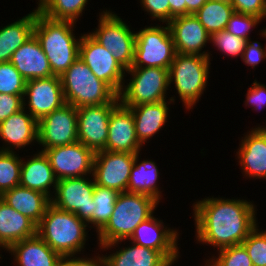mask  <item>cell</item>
<instances>
[{
	"mask_svg": "<svg viewBox=\"0 0 266 266\" xmlns=\"http://www.w3.org/2000/svg\"><path fill=\"white\" fill-rule=\"evenodd\" d=\"M195 203L196 239L217 250L241 244L257 226L251 201L207 197Z\"/></svg>",
	"mask_w": 266,
	"mask_h": 266,
	"instance_id": "1",
	"label": "cell"
},
{
	"mask_svg": "<svg viewBox=\"0 0 266 266\" xmlns=\"http://www.w3.org/2000/svg\"><path fill=\"white\" fill-rule=\"evenodd\" d=\"M158 203L145 194L127 191L119 193L109 221L97 234L100 249L108 250L128 240L135 228L153 215Z\"/></svg>",
	"mask_w": 266,
	"mask_h": 266,
	"instance_id": "2",
	"label": "cell"
},
{
	"mask_svg": "<svg viewBox=\"0 0 266 266\" xmlns=\"http://www.w3.org/2000/svg\"><path fill=\"white\" fill-rule=\"evenodd\" d=\"M74 24L72 21L50 19L36 9L34 35L56 76H61L79 57L81 36L75 38Z\"/></svg>",
	"mask_w": 266,
	"mask_h": 266,
	"instance_id": "3",
	"label": "cell"
},
{
	"mask_svg": "<svg viewBox=\"0 0 266 266\" xmlns=\"http://www.w3.org/2000/svg\"><path fill=\"white\" fill-rule=\"evenodd\" d=\"M87 226L74 213L50 204L37 225V235L62 257L75 256L84 249Z\"/></svg>",
	"mask_w": 266,
	"mask_h": 266,
	"instance_id": "4",
	"label": "cell"
},
{
	"mask_svg": "<svg viewBox=\"0 0 266 266\" xmlns=\"http://www.w3.org/2000/svg\"><path fill=\"white\" fill-rule=\"evenodd\" d=\"M60 79L66 103L75 108L119 103L118 94L98 79L80 57Z\"/></svg>",
	"mask_w": 266,
	"mask_h": 266,
	"instance_id": "5",
	"label": "cell"
},
{
	"mask_svg": "<svg viewBox=\"0 0 266 266\" xmlns=\"http://www.w3.org/2000/svg\"><path fill=\"white\" fill-rule=\"evenodd\" d=\"M209 57L176 53L169 68V85L174 86L186 109L199 101L206 88L210 67Z\"/></svg>",
	"mask_w": 266,
	"mask_h": 266,
	"instance_id": "6",
	"label": "cell"
},
{
	"mask_svg": "<svg viewBox=\"0 0 266 266\" xmlns=\"http://www.w3.org/2000/svg\"><path fill=\"white\" fill-rule=\"evenodd\" d=\"M129 84L123 85L118 94L119 102L126 107L157 103L166 100L169 85V69L158 67H131Z\"/></svg>",
	"mask_w": 266,
	"mask_h": 266,
	"instance_id": "7",
	"label": "cell"
},
{
	"mask_svg": "<svg viewBox=\"0 0 266 266\" xmlns=\"http://www.w3.org/2000/svg\"><path fill=\"white\" fill-rule=\"evenodd\" d=\"M176 49L168 24L148 26L136 33L134 60L131 67L169 69Z\"/></svg>",
	"mask_w": 266,
	"mask_h": 266,
	"instance_id": "8",
	"label": "cell"
},
{
	"mask_svg": "<svg viewBox=\"0 0 266 266\" xmlns=\"http://www.w3.org/2000/svg\"><path fill=\"white\" fill-rule=\"evenodd\" d=\"M98 28L89 33L99 44L110 51L116 61L126 70L134 60L136 33L114 12L103 11Z\"/></svg>",
	"mask_w": 266,
	"mask_h": 266,
	"instance_id": "9",
	"label": "cell"
},
{
	"mask_svg": "<svg viewBox=\"0 0 266 266\" xmlns=\"http://www.w3.org/2000/svg\"><path fill=\"white\" fill-rule=\"evenodd\" d=\"M95 182L87 176L58 180L51 204L74 213L82 221L92 224V202Z\"/></svg>",
	"mask_w": 266,
	"mask_h": 266,
	"instance_id": "10",
	"label": "cell"
},
{
	"mask_svg": "<svg viewBox=\"0 0 266 266\" xmlns=\"http://www.w3.org/2000/svg\"><path fill=\"white\" fill-rule=\"evenodd\" d=\"M79 57L93 74L107 83L117 94L122 89L126 69L112 53L99 44L90 34H83L79 44Z\"/></svg>",
	"mask_w": 266,
	"mask_h": 266,
	"instance_id": "11",
	"label": "cell"
},
{
	"mask_svg": "<svg viewBox=\"0 0 266 266\" xmlns=\"http://www.w3.org/2000/svg\"><path fill=\"white\" fill-rule=\"evenodd\" d=\"M78 141L77 109L66 103L38 120V144L45 149Z\"/></svg>",
	"mask_w": 266,
	"mask_h": 266,
	"instance_id": "12",
	"label": "cell"
},
{
	"mask_svg": "<svg viewBox=\"0 0 266 266\" xmlns=\"http://www.w3.org/2000/svg\"><path fill=\"white\" fill-rule=\"evenodd\" d=\"M58 180L86 177L93 172L95 152L81 142L45 149Z\"/></svg>",
	"mask_w": 266,
	"mask_h": 266,
	"instance_id": "13",
	"label": "cell"
},
{
	"mask_svg": "<svg viewBox=\"0 0 266 266\" xmlns=\"http://www.w3.org/2000/svg\"><path fill=\"white\" fill-rule=\"evenodd\" d=\"M136 154L129 152H95L92 175L95 184L118 191H127Z\"/></svg>",
	"mask_w": 266,
	"mask_h": 266,
	"instance_id": "14",
	"label": "cell"
},
{
	"mask_svg": "<svg viewBox=\"0 0 266 266\" xmlns=\"http://www.w3.org/2000/svg\"><path fill=\"white\" fill-rule=\"evenodd\" d=\"M118 103L84 106L77 109L78 142L94 152L106 150L111 112Z\"/></svg>",
	"mask_w": 266,
	"mask_h": 266,
	"instance_id": "15",
	"label": "cell"
},
{
	"mask_svg": "<svg viewBox=\"0 0 266 266\" xmlns=\"http://www.w3.org/2000/svg\"><path fill=\"white\" fill-rule=\"evenodd\" d=\"M25 96L29 109L26 111L37 121L66 104L60 76L56 75L27 80L24 101Z\"/></svg>",
	"mask_w": 266,
	"mask_h": 266,
	"instance_id": "16",
	"label": "cell"
},
{
	"mask_svg": "<svg viewBox=\"0 0 266 266\" xmlns=\"http://www.w3.org/2000/svg\"><path fill=\"white\" fill-rule=\"evenodd\" d=\"M153 216L141 222L135 228L129 241H132L136 245L159 251L171 264H174V261L179 256L177 246L179 235L177 230L169 229L168 227L165 228L163 221Z\"/></svg>",
	"mask_w": 266,
	"mask_h": 266,
	"instance_id": "17",
	"label": "cell"
},
{
	"mask_svg": "<svg viewBox=\"0 0 266 266\" xmlns=\"http://www.w3.org/2000/svg\"><path fill=\"white\" fill-rule=\"evenodd\" d=\"M168 26L177 53L203 55L210 59V52H202V48L210 41V34L195 15L175 17L168 23Z\"/></svg>",
	"mask_w": 266,
	"mask_h": 266,
	"instance_id": "18",
	"label": "cell"
},
{
	"mask_svg": "<svg viewBox=\"0 0 266 266\" xmlns=\"http://www.w3.org/2000/svg\"><path fill=\"white\" fill-rule=\"evenodd\" d=\"M141 147L136 135L133 113L130 108L119 102L110 115L106 150L137 154Z\"/></svg>",
	"mask_w": 266,
	"mask_h": 266,
	"instance_id": "19",
	"label": "cell"
},
{
	"mask_svg": "<svg viewBox=\"0 0 266 266\" xmlns=\"http://www.w3.org/2000/svg\"><path fill=\"white\" fill-rule=\"evenodd\" d=\"M26 104L24 101L23 109L0 123V138L8 145L0 151L12 152V147L20 149L38 141V121L25 110Z\"/></svg>",
	"mask_w": 266,
	"mask_h": 266,
	"instance_id": "20",
	"label": "cell"
},
{
	"mask_svg": "<svg viewBox=\"0 0 266 266\" xmlns=\"http://www.w3.org/2000/svg\"><path fill=\"white\" fill-rule=\"evenodd\" d=\"M10 62L26 81L48 78L54 75L35 35L13 53Z\"/></svg>",
	"mask_w": 266,
	"mask_h": 266,
	"instance_id": "21",
	"label": "cell"
},
{
	"mask_svg": "<svg viewBox=\"0 0 266 266\" xmlns=\"http://www.w3.org/2000/svg\"><path fill=\"white\" fill-rule=\"evenodd\" d=\"M7 251L14 255L17 266H61L63 260L37 234L12 244Z\"/></svg>",
	"mask_w": 266,
	"mask_h": 266,
	"instance_id": "22",
	"label": "cell"
},
{
	"mask_svg": "<svg viewBox=\"0 0 266 266\" xmlns=\"http://www.w3.org/2000/svg\"><path fill=\"white\" fill-rule=\"evenodd\" d=\"M241 140L237 158L246 176L266 179V136L252 128Z\"/></svg>",
	"mask_w": 266,
	"mask_h": 266,
	"instance_id": "23",
	"label": "cell"
},
{
	"mask_svg": "<svg viewBox=\"0 0 266 266\" xmlns=\"http://www.w3.org/2000/svg\"><path fill=\"white\" fill-rule=\"evenodd\" d=\"M0 198L14 210L27 216L38 225L51 204V198L44 193L23 186H16L4 192Z\"/></svg>",
	"mask_w": 266,
	"mask_h": 266,
	"instance_id": "24",
	"label": "cell"
},
{
	"mask_svg": "<svg viewBox=\"0 0 266 266\" xmlns=\"http://www.w3.org/2000/svg\"><path fill=\"white\" fill-rule=\"evenodd\" d=\"M58 179L50 165L48 157L40 151L33 157L22 160L20 186L37 190L45 195L53 197L50 187L56 189Z\"/></svg>",
	"mask_w": 266,
	"mask_h": 266,
	"instance_id": "25",
	"label": "cell"
},
{
	"mask_svg": "<svg viewBox=\"0 0 266 266\" xmlns=\"http://www.w3.org/2000/svg\"><path fill=\"white\" fill-rule=\"evenodd\" d=\"M37 234V225L0 198V244L7 250L12 244Z\"/></svg>",
	"mask_w": 266,
	"mask_h": 266,
	"instance_id": "26",
	"label": "cell"
},
{
	"mask_svg": "<svg viewBox=\"0 0 266 266\" xmlns=\"http://www.w3.org/2000/svg\"><path fill=\"white\" fill-rule=\"evenodd\" d=\"M166 101L128 107L133 113L136 135L141 145L165 126L169 115Z\"/></svg>",
	"mask_w": 266,
	"mask_h": 266,
	"instance_id": "27",
	"label": "cell"
},
{
	"mask_svg": "<svg viewBox=\"0 0 266 266\" xmlns=\"http://www.w3.org/2000/svg\"><path fill=\"white\" fill-rule=\"evenodd\" d=\"M0 28V63L10 62L13 53L34 35L36 9Z\"/></svg>",
	"mask_w": 266,
	"mask_h": 266,
	"instance_id": "28",
	"label": "cell"
},
{
	"mask_svg": "<svg viewBox=\"0 0 266 266\" xmlns=\"http://www.w3.org/2000/svg\"><path fill=\"white\" fill-rule=\"evenodd\" d=\"M120 248L105 255L106 266H171L172 264L157 250L136 245Z\"/></svg>",
	"mask_w": 266,
	"mask_h": 266,
	"instance_id": "29",
	"label": "cell"
},
{
	"mask_svg": "<svg viewBox=\"0 0 266 266\" xmlns=\"http://www.w3.org/2000/svg\"><path fill=\"white\" fill-rule=\"evenodd\" d=\"M138 159L139 153L136 154L134 165L130 172L127 192L145 194L159 202L161 191L156 184L159 177L158 167L154 161L147 159L137 164Z\"/></svg>",
	"mask_w": 266,
	"mask_h": 266,
	"instance_id": "30",
	"label": "cell"
},
{
	"mask_svg": "<svg viewBox=\"0 0 266 266\" xmlns=\"http://www.w3.org/2000/svg\"><path fill=\"white\" fill-rule=\"evenodd\" d=\"M234 12L229 0H207L194 15L211 35L225 30Z\"/></svg>",
	"mask_w": 266,
	"mask_h": 266,
	"instance_id": "31",
	"label": "cell"
},
{
	"mask_svg": "<svg viewBox=\"0 0 266 266\" xmlns=\"http://www.w3.org/2000/svg\"><path fill=\"white\" fill-rule=\"evenodd\" d=\"M87 2L88 0H39L37 10L53 20L76 23Z\"/></svg>",
	"mask_w": 266,
	"mask_h": 266,
	"instance_id": "32",
	"label": "cell"
},
{
	"mask_svg": "<svg viewBox=\"0 0 266 266\" xmlns=\"http://www.w3.org/2000/svg\"><path fill=\"white\" fill-rule=\"evenodd\" d=\"M119 192L95 184L92 202V225L98 233L109 221Z\"/></svg>",
	"mask_w": 266,
	"mask_h": 266,
	"instance_id": "33",
	"label": "cell"
},
{
	"mask_svg": "<svg viewBox=\"0 0 266 266\" xmlns=\"http://www.w3.org/2000/svg\"><path fill=\"white\" fill-rule=\"evenodd\" d=\"M15 153L0 151V196L20 184L22 159Z\"/></svg>",
	"mask_w": 266,
	"mask_h": 266,
	"instance_id": "34",
	"label": "cell"
},
{
	"mask_svg": "<svg viewBox=\"0 0 266 266\" xmlns=\"http://www.w3.org/2000/svg\"><path fill=\"white\" fill-rule=\"evenodd\" d=\"M218 251L219 256L210 258L211 260L209 259L205 266H253L251 258L242 244L226 247Z\"/></svg>",
	"mask_w": 266,
	"mask_h": 266,
	"instance_id": "35",
	"label": "cell"
},
{
	"mask_svg": "<svg viewBox=\"0 0 266 266\" xmlns=\"http://www.w3.org/2000/svg\"><path fill=\"white\" fill-rule=\"evenodd\" d=\"M26 80L11 62L0 63V93L24 95Z\"/></svg>",
	"mask_w": 266,
	"mask_h": 266,
	"instance_id": "36",
	"label": "cell"
},
{
	"mask_svg": "<svg viewBox=\"0 0 266 266\" xmlns=\"http://www.w3.org/2000/svg\"><path fill=\"white\" fill-rule=\"evenodd\" d=\"M210 43L212 42L213 46H217V49L226 54L227 56L236 57L243 55L245 50L246 43L248 40L222 30L210 35Z\"/></svg>",
	"mask_w": 266,
	"mask_h": 266,
	"instance_id": "37",
	"label": "cell"
},
{
	"mask_svg": "<svg viewBox=\"0 0 266 266\" xmlns=\"http://www.w3.org/2000/svg\"><path fill=\"white\" fill-rule=\"evenodd\" d=\"M251 261L253 266H266V231H260L256 226L241 243Z\"/></svg>",
	"mask_w": 266,
	"mask_h": 266,
	"instance_id": "38",
	"label": "cell"
},
{
	"mask_svg": "<svg viewBox=\"0 0 266 266\" xmlns=\"http://www.w3.org/2000/svg\"><path fill=\"white\" fill-rule=\"evenodd\" d=\"M259 22H261V19L256 16L234 12L225 30L236 37L244 38L249 41L250 29L255 27Z\"/></svg>",
	"mask_w": 266,
	"mask_h": 266,
	"instance_id": "39",
	"label": "cell"
},
{
	"mask_svg": "<svg viewBox=\"0 0 266 266\" xmlns=\"http://www.w3.org/2000/svg\"><path fill=\"white\" fill-rule=\"evenodd\" d=\"M234 11L253 15L261 20L266 17V0H229Z\"/></svg>",
	"mask_w": 266,
	"mask_h": 266,
	"instance_id": "40",
	"label": "cell"
},
{
	"mask_svg": "<svg viewBox=\"0 0 266 266\" xmlns=\"http://www.w3.org/2000/svg\"><path fill=\"white\" fill-rule=\"evenodd\" d=\"M24 108V95L0 93V123Z\"/></svg>",
	"mask_w": 266,
	"mask_h": 266,
	"instance_id": "41",
	"label": "cell"
},
{
	"mask_svg": "<svg viewBox=\"0 0 266 266\" xmlns=\"http://www.w3.org/2000/svg\"><path fill=\"white\" fill-rule=\"evenodd\" d=\"M261 35L266 38V29H262ZM266 58V47L263 48L261 43L249 40L246 43L242 55V61L255 68L263 59Z\"/></svg>",
	"mask_w": 266,
	"mask_h": 266,
	"instance_id": "42",
	"label": "cell"
},
{
	"mask_svg": "<svg viewBox=\"0 0 266 266\" xmlns=\"http://www.w3.org/2000/svg\"><path fill=\"white\" fill-rule=\"evenodd\" d=\"M141 5L152 18H156L161 22H170V6L169 0H140Z\"/></svg>",
	"mask_w": 266,
	"mask_h": 266,
	"instance_id": "43",
	"label": "cell"
},
{
	"mask_svg": "<svg viewBox=\"0 0 266 266\" xmlns=\"http://www.w3.org/2000/svg\"><path fill=\"white\" fill-rule=\"evenodd\" d=\"M246 104L253 106L255 110L265 108L266 106V86L259 82H253V85L248 89L246 94ZM258 110V111H260Z\"/></svg>",
	"mask_w": 266,
	"mask_h": 266,
	"instance_id": "44",
	"label": "cell"
},
{
	"mask_svg": "<svg viewBox=\"0 0 266 266\" xmlns=\"http://www.w3.org/2000/svg\"><path fill=\"white\" fill-rule=\"evenodd\" d=\"M61 266H106V260L104 256H97L88 258L67 256L63 257Z\"/></svg>",
	"mask_w": 266,
	"mask_h": 266,
	"instance_id": "45",
	"label": "cell"
},
{
	"mask_svg": "<svg viewBox=\"0 0 266 266\" xmlns=\"http://www.w3.org/2000/svg\"><path fill=\"white\" fill-rule=\"evenodd\" d=\"M169 6H170V21L175 17L186 15L185 0H169Z\"/></svg>",
	"mask_w": 266,
	"mask_h": 266,
	"instance_id": "46",
	"label": "cell"
},
{
	"mask_svg": "<svg viewBox=\"0 0 266 266\" xmlns=\"http://www.w3.org/2000/svg\"><path fill=\"white\" fill-rule=\"evenodd\" d=\"M207 0H185L186 2V15H194Z\"/></svg>",
	"mask_w": 266,
	"mask_h": 266,
	"instance_id": "47",
	"label": "cell"
},
{
	"mask_svg": "<svg viewBox=\"0 0 266 266\" xmlns=\"http://www.w3.org/2000/svg\"><path fill=\"white\" fill-rule=\"evenodd\" d=\"M256 128L266 136V126H261Z\"/></svg>",
	"mask_w": 266,
	"mask_h": 266,
	"instance_id": "48",
	"label": "cell"
}]
</instances>
